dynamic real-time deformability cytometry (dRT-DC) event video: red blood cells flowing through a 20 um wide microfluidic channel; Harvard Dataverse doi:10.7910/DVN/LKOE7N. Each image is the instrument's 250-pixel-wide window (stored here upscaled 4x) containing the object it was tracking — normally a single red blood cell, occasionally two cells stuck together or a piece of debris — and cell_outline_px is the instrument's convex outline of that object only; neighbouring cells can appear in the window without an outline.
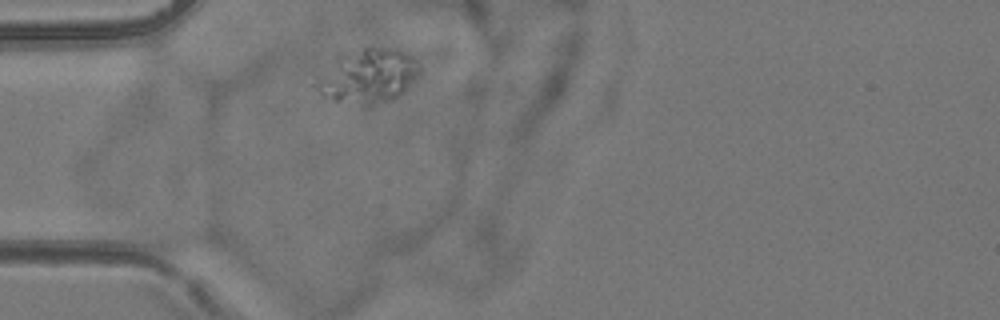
{"species": "common noctule bat (a hibernating species)", "species_latin": "Nyctalus noctula", "temperature_condition": "room temperature", "stored_images_in_passage": 1, "camera_frame_rate_fps": 3000, "um_per_image_px": 0.085, "animal": {"sex": "female", "body_mass_g": 24.6, "forearm_length_mm": 56.2}, "frame": {"image": 1, "passage_image": 1, "time_ms": 0.0, "image_size_px": [1000, 320], "cell_outline_px": [[420, 72], [396, 96], [340, 100], [336, 100], [324, 96], [312, 88], [312, 84], [316, 76], [336, 56], [364, 48], [388, 48], [404, 52], [412, 56], [416, 60], [420, 68]], "centroid_in_image_um": [31.17, 6.33], "position_along_channel_um": 53.8, "area_um2": 30.46}}